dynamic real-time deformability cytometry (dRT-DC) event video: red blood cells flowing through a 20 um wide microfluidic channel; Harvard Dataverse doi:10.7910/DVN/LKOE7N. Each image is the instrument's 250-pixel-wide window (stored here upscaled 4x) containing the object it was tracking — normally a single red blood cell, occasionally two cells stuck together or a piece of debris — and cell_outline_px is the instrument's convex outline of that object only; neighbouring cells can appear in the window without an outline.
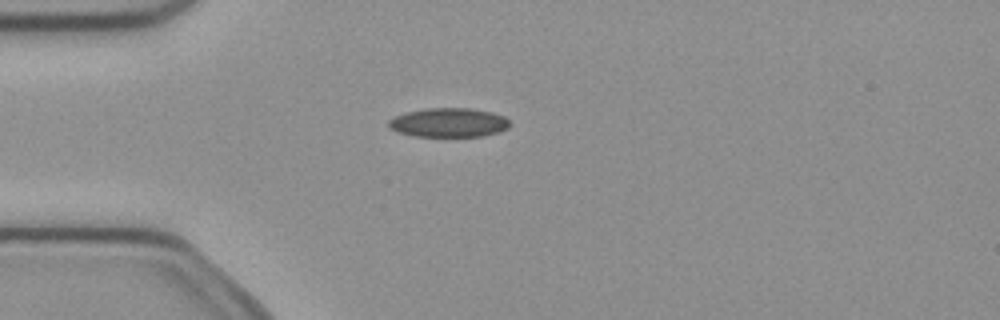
{"species": "common noctule bat (a hibernating species)", "species_latin": "Nyctalus noctula", "temperature_condition": "cold", "stored_images_in_passage": 5, "camera_frame_rate_fps": 3000, "um_per_image_px": 0.085, "animal": {"sex": "female", "body_mass_g": 21.9}, "frame": {"image": 1, "passage_image": 4, "time_ms": 1.0, "image_size_px": [1000, 320], "cell_outline_px": [[508, 128], [500, 132], [484, 136], [412, 136], [396, 132], [388, 128], [388, 120], [396, 116], [408, 112], [428, 108], [472, 108], [492, 112], [504, 116], [508, 120]], "centroid_in_image_um": [38.13, 10.42], "position_along_channel_um": 46.9, "area_um2": 20.63}}